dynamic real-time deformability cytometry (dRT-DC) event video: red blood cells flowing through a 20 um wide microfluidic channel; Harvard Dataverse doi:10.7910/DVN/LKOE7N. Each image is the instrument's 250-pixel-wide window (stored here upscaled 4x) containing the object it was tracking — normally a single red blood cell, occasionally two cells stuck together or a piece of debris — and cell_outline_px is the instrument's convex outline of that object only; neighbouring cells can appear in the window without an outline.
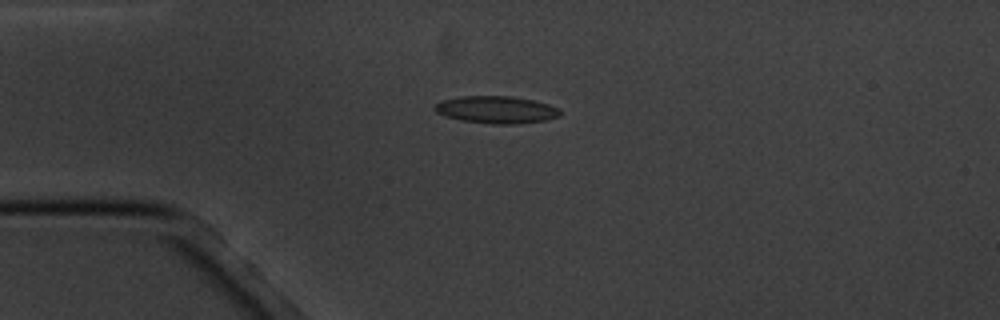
{"species": "common noctule bat (a hibernating species)", "species_latin": "Nyctalus noctula", "temperature_condition": "cold", "stored_images_in_passage": 5, "camera_frame_rate_fps": 3000, "um_per_image_px": 0.085, "animal": {"sex": "male", "body_mass_g": 20.1, "forearm_length_mm": 53.5}, "frame": {"image": 1, "passage_image": 2, "time_ms": 2.0, "image_size_px": [1000, 320], "cell_outline_px": [[560, 116], [544, 120], [516, 124], [492, 124], [460, 120], [444, 116], [436, 112], [432, 108], [436, 104], [444, 100], [460, 96], [512, 96], [532, 100], [548, 104], [560, 108]], "centroid_in_image_um": [42.17, 9.33], "position_along_channel_um": 42.8, "area_um2": 19.94}}
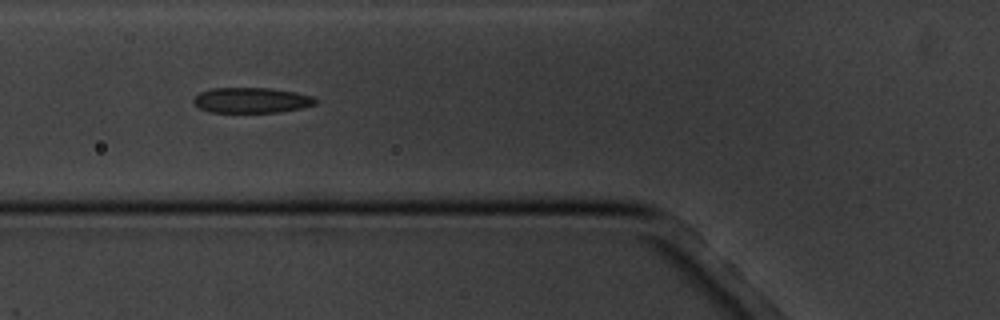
{"frame": {"image": 2, "passage_image": 4, "time_ms": 4.333, "image_size_px": [1000, 320], "cell_outline_px": [[316, 104], [300, 108], [280, 112], [208, 112], [192, 104], [192, 100], [200, 92], [212, 88], [268, 88], [296, 92], [312, 96], [316, 100]], "centroid_in_image_um": [21.34, 8.52], "position_along_channel_um": 104.5, "area_um2": 18.03}}
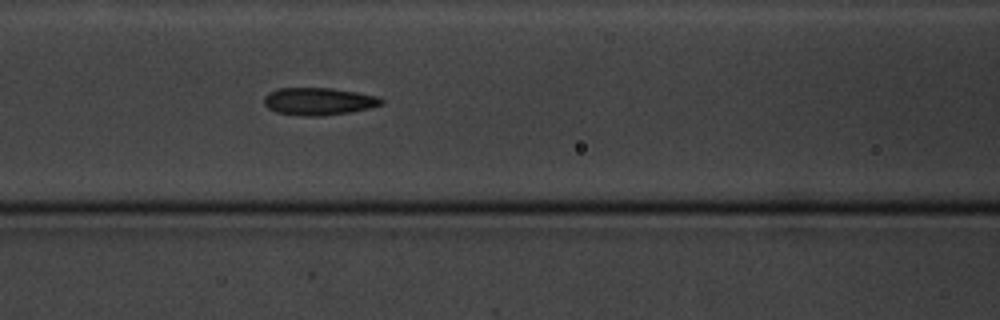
{"frame": {"image": 3, "passage_image": 5, "time_ms": 5.333, "image_size_px": [1000, 320], "cell_outline_px": [[384, 104], [368, 108], [348, 112], [324, 116], [300, 116], [276, 112], [268, 108], [264, 104], [264, 96], [268, 92], [280, 88], [332, 88], [356, 92], [376, 96], [384, 100]], "centroid_in_image_um": [27.06, 8.62], "position_along_channel_um": 139.5, "area_um2": 18.79}}